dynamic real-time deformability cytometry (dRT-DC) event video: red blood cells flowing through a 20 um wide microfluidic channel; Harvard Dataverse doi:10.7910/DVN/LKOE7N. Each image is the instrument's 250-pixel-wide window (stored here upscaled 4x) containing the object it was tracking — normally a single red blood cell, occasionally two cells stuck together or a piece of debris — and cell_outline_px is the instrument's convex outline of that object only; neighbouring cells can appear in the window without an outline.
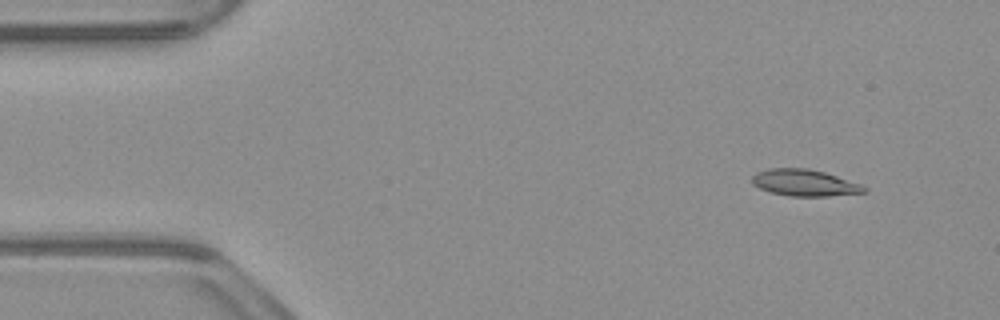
{"species": "common noctule bat (a hibernating species)", "species_latin": "Nyctalus noctula", "temperature_condition": "warm", "stored_images_in_passage": 50, "segment_of_instrument_passage": [1, 2], "camera_frame_rate_fps": 3000, "um_per_image_px": 0.085, "animal": {"sex": "male", "body_mass_g": 23.1, "forearm_length_mm": 52.7}, "frame": {"image": 1, "passage_image": 1, "time_ms": 0.0, "image_size_px": [1000, 320], "cell_outline_px": [[868, 192], [828, 196], [788, 196], [772, 192], [760, 188], [752, 184], [752, 176], [756, 172], [768, 168], [808, 168], [824, 172], [860, 184], [868, 188]], "centroid_in_image_um": [68.38, 15.53], "position_along_channel_um": 16.6, "area_um2": 17.34}}
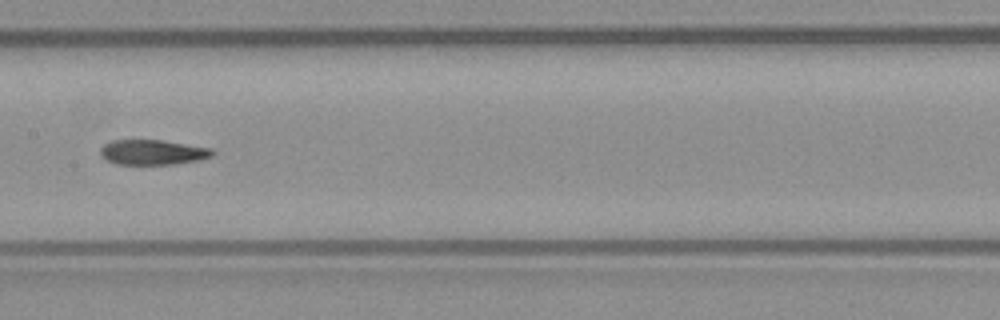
{"frame": {"image": 2, "passage_image": 22, "time_ms": 7.0, "image_size_px": [1000, 320], "cell_outline_px": [[216, 152], [212, 156], [200, 160], [176, 164], [116, 164], [100, 156], [100, 148], [104, 144], [112, 140], [160, 140], [212, 148]], "centroid_in_image_um": [12.99, 12.94], "position_along_channel_um": 194.4, "area_um2": 16.42}}
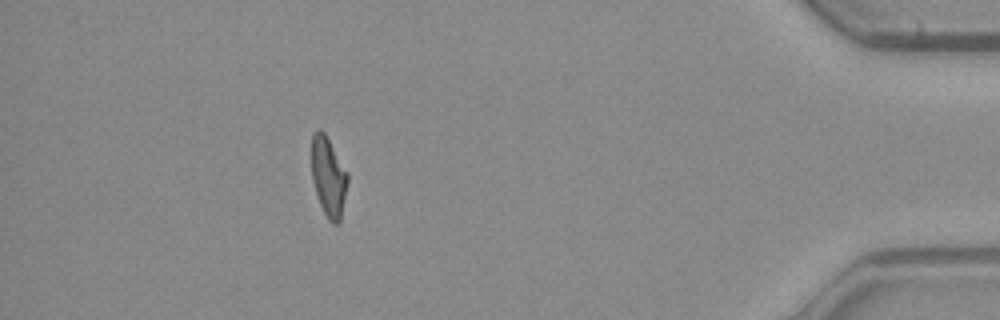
{"frame": {"image": 3, "passage_image": 43, "time_ms": 14.0, "image_size_px": [1000, 320], "cell_outline_px": [[348, 180], [340, 220], [336, 224], [332, 224], [328, 220], [320, 204], [312, 180], [312, 132], [316, 128], [320, 128], [324, 132], [348, 172]], "centroid_in_image_um": [27.91, 14.99], "position_along_channel_um": 407.3, "area_um2": 16.65}}